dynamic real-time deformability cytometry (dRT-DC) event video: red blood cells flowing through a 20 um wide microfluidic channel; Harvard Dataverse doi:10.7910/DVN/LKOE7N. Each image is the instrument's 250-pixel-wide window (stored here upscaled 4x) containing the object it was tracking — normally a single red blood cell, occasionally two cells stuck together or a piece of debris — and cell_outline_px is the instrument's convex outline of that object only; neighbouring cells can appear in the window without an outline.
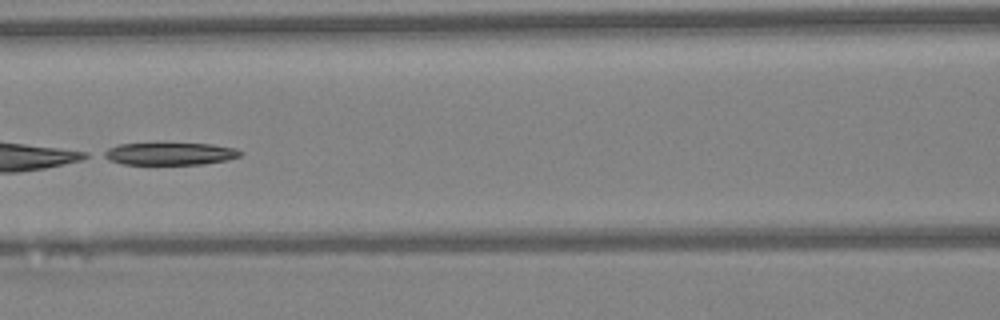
{"species": "Egyptian fruit bat (a non-hibernating species)", "species_latin": "Rousettus aegyptiacus", "temperature_condition": "warm", "stored_images_in_passage": 45, "camera_frame_rate_fps": 3000, "um_per_image_px": 0.085, "animal": {"sex": "female"}, "frame": {"image": 1, "passage_image": 20, "time_ms": 6.333, "image_size_px": [1000, 320], "cell_outline_px": [[244, 152], [240, 156], [228, 160], [204, 164], [124, 164], [108, 160], [100, 156], [100, 152], [108, 148], [120, 144], [212, 144], [236, 148]], "centroid_in_image_um": [14.42, 13.08], "position_along_channel_um": 152.2, "area_um2": 17.86}}